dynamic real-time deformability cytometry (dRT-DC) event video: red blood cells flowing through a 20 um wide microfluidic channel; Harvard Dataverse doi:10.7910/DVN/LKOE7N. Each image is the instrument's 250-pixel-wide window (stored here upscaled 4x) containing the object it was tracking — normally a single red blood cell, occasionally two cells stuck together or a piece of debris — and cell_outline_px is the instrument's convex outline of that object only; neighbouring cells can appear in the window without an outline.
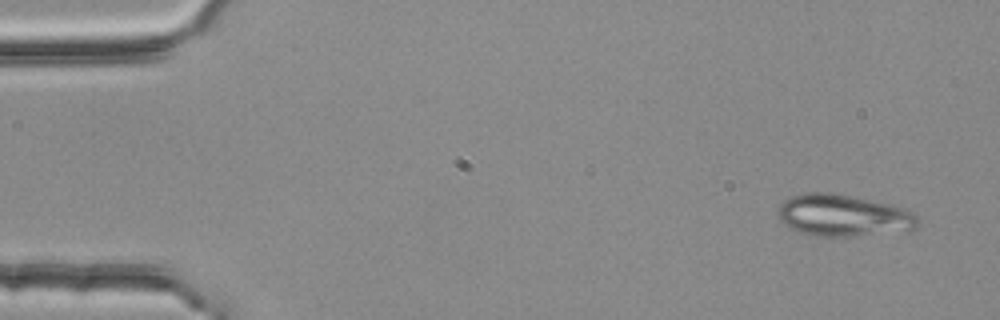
{"species": "common noctule bat (a hibernating species)", "species_latin": "Nyctalus noctula", "temperature_condition": "room temperature", "stored_images_in_passage": 4, "camera_frame_rate_fps": 3000, "um_per_image_px": 0.085, "animal": {"sex": "female", "body_mass_g": 25.1}, "frame": {"image": 1, "passage_image": 1, "time_ms": 0.0, "image_size_px": [1000, 320], "cell_outline_px": [[920, 220], [916, 228], [908, 232], [852, 236], [812, 236], [788, 228], [780, 220], [776, 212], [776, 208], [784, 200], [792, 196], [804, 192], [828, 192], [888, 204], [916, 212]], "centroid_in_image_um": [71.69, 18.34], "position_along_channel_um": 13.3, "area_um2": 34.56}}